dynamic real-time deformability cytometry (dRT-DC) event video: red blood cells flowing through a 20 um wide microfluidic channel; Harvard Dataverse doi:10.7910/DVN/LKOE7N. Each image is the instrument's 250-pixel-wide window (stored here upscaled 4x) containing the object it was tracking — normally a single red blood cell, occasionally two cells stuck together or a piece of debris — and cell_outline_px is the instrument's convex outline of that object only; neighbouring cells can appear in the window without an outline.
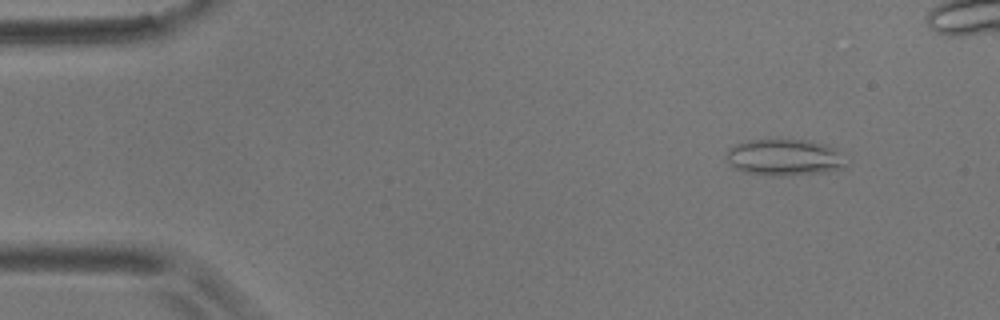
{"species": "common noctule bat (a hibernating species)", "species_latin": "Nyctalus noctula", "temperature_condition": "room temperature", "stored_images_in_passage": 5, "camera_frame_rate_fps": 3000, "um_per_image_px": 0.085, "animal": {"sex": "male", "body_mass_g": 17.9}, "frame": {"image": 1, "passage_image": 2, "time_ms": 1.0, "image_size_px": [1000, 320], "cell_outline_px": [[844, 168], [828, 172], [780, 176], [772, 176], [744, 172], [728, 164], [728, 148], [736, 144], [748, 140], [808, 140], [824, 144], [836, 148], [844, 164]], "centroid_in_image_um": [66.65, 13.39], "position_along_channel_um": 18.3, "area_um2": 25.26}}